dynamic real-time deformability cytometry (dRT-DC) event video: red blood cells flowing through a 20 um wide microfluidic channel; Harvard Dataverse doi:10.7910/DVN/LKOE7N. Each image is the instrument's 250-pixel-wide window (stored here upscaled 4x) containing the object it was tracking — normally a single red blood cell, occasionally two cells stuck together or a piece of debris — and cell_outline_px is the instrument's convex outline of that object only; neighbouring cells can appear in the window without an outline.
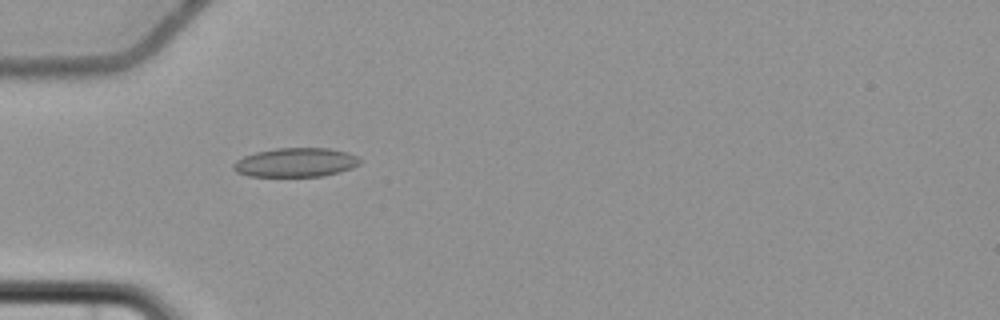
{"species": "common noctule bat (a hibernating species)", "species_latin": "Nyctalus noctula", "temperature_condition": "cold", "stored_images_in_passage": 3, "camera_frame_rate_fps": 3000, "um_per_image_px": 0.085, "animal": {"sex": "female", "body_mass_g": 22.7, "forearm_length_mm": 54.2}, "frame": {"image": 1, "passage_image": 1, "time_ms": 0.0, "image_size_px": [1000, 320], "cell_outline_px": [[360, 164], [352, 168], [340, 172], [324, 176], [248, 176], [236, 172], [232, 168], [232, 164], [236, 160], [244, 156], [256, 152], [276, 148], [328, 148], [348, 152], [356, 156], [360, 160]], "centroid_in_image_um": [25.13, 13.81], "position_along_channel_um": 59.9, "area_um2": 21.5}}
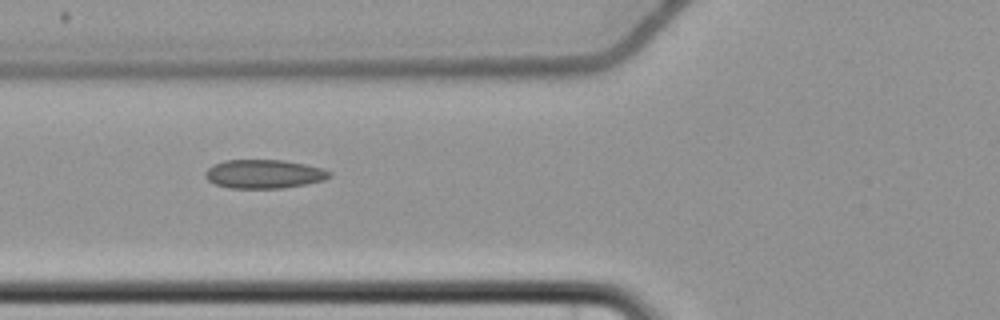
{"frame": {"image": 2, "passage_image": 2, "time_ms": 1.333, "image_size_px": [1000, 320], "cell_outline_px": [[332, 176], [324, 180], [284, 188], [228, 188], [216, 184], [208, 180], [204, 176], [204, 172], [212, 164], [224, 160], [284, 160], [324, 168], [332, 172]], "centroid_in_image_um": [22.43, 14.78], "position_along_channel_um": 103.4, "area_um2": 20.98}}
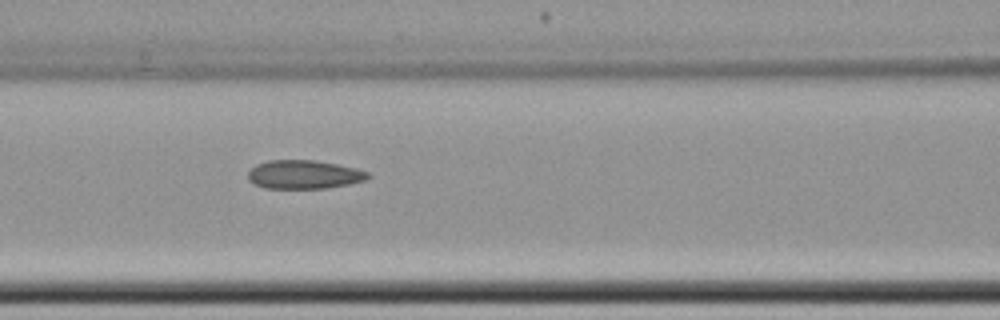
{"frame": {"image": 3, "passage_image": 3, "time_ms": 2.333, "image_size_px": [1000, 320], "cell_outline_px": [[372, 176], [368, 180], [328, 188], [264, 188], [248, 180], [248, 172], [256, 164], [268, 160], [316, 160], [356, 168], [368, 172]], "centroid_in_image_um": [25.87, 14.83], "position_along_channel_um": 140.7, "area_um2": 20.11}}